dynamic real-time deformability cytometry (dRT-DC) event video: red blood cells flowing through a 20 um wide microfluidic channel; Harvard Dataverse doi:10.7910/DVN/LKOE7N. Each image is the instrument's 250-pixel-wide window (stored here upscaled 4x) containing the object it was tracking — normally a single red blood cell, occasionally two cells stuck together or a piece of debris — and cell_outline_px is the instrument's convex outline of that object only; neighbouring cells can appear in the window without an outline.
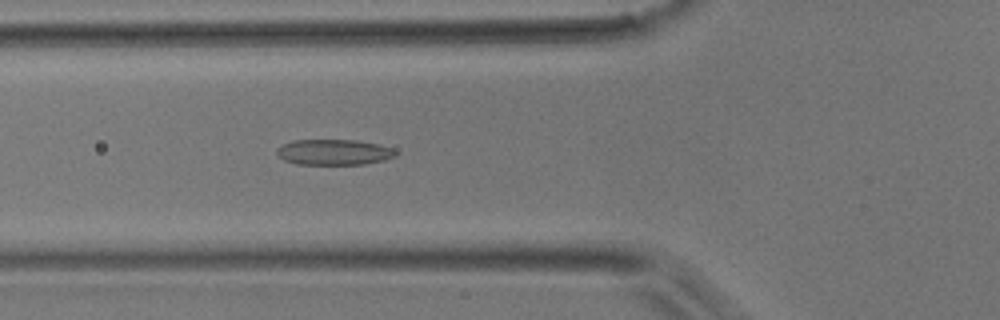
{"species": "common noctule bat (a hibernating species)", "species_latin": "Nyctalus noctula", "temperature_condition": "room temperature", "stored_images_in_passage": 27, "camera_frame_rate_fps": 3000, "um_per_image_px": 0.085, "animal": {"sex": "male", "body_mass_g": 17.9}, "frame": {"image": 1, "passage_image": 5, "time_ms": 1.333, "image_size_px": [1000, 320], "cell_outline_px": [[396, 156], [384, 160], [364, 164], [296, 164], [284, 160], [276, 152], [276, 148], [292, 140], [356, 140], [376, 144], [392, 148], [396, 152]], "centroid_in_image_um": [28.36, 12.93], "position_along_channel_um": 97.4, "area_um2": 17.63}}
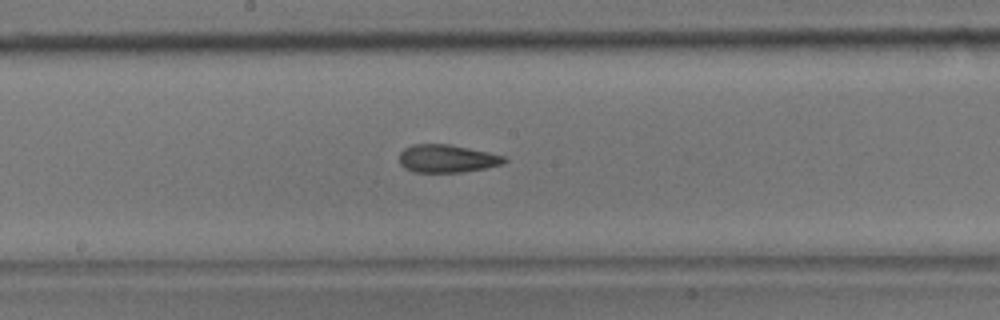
{"frame": {"image": 2, "passage_image": 13, "time_ms": 4.0, "image_size_px": [1000, 320], "cell_outline_px": [[508, 160], [504, 164], [464, 172], [412, 172], [404, 168], [400, 164], [400, 152], [404, 148], [412, 144], [452, 144], [488, 152], [504, 156]], "centroid_in_image_um": [37.99, 13.48], "position_along_channel_um": 210.2, "area_um2": 17.22}}
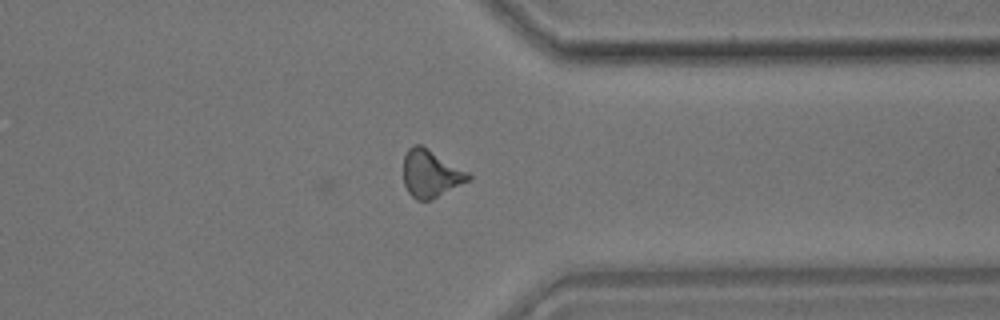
{"frame": {"image": 3, "passage_image": 25, "time_ms": 8.0, "image_size_px": [1000, 320], "cell_outline_px": [[472, 180], [432, 200], [416, 200], [408, 192], [404, 184], [404, 156], [408, 148], [416, 144], [420, 144], [468, 172], [472, 176]], "centroid_in_image_um": [36.63, 14.79], "position_along_channel_um": 374.8, "area_um2": 17.98}}